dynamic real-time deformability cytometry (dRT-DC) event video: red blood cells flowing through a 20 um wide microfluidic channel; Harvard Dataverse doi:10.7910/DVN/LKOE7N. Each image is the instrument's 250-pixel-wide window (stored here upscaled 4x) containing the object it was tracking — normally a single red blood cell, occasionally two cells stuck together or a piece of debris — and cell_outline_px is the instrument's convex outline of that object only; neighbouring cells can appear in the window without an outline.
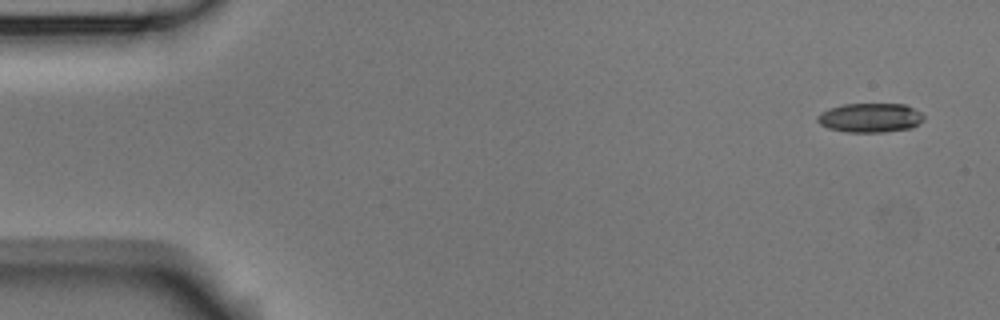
{"species": "Egyptian fruit bat (a non-hibernating species)", "species_latin": "Rousettus aegyptiacus", "temperature_condition": "room temperature", "stored_images_in_passage": 5, "camera_frame_rate_fps": 3000, "um_per_image_px": 0.085, "animal": {"sex": "male"}, "frame": {"image": 1, "passage_image": 1, "time_ms": 0.0, "image_size_px": [1000, 320], "cell_outline_px": [[924, 120], [912, 128], [884, 132], [848, 132], [828, 128], [820, 124], [816, 120], [816, 116], [820, 112], [828, 108], [844, 104], [904, 104], [920, 112], [924, 116]], "centroid_in_image_um": [73.94, 10.01], "position_along_channel_um": 11.1, "area_um2": 18.21}}
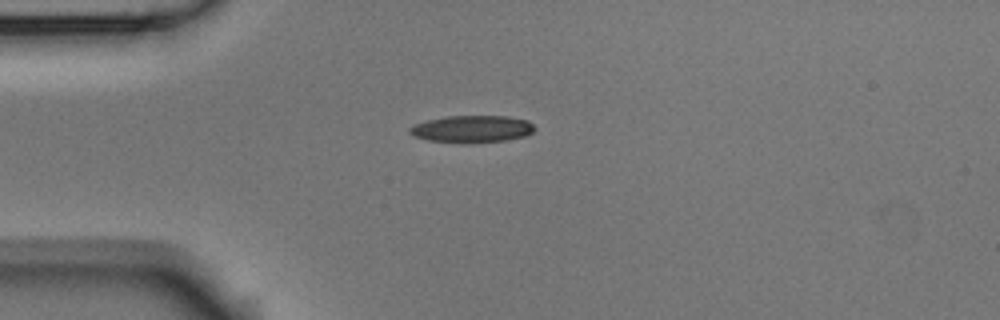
{"frame": {"image": 2, "passage_image": 4, "time_ms": 1.0, "image_size_px": [1000, 320], "cell_outline_px": [[536, 128], [532, 132], [524, 136], [504, 140], [472, 144], [460, 144], [428, 140], [412, 136], [408, 132], [408, 128], [412, 124], [444, 116], [508, 116], [528, 120]], "centroid_in_image_um": [40.06, 10.97], "position_along_channel_um": 44.9, "area_um2": 20.17}}